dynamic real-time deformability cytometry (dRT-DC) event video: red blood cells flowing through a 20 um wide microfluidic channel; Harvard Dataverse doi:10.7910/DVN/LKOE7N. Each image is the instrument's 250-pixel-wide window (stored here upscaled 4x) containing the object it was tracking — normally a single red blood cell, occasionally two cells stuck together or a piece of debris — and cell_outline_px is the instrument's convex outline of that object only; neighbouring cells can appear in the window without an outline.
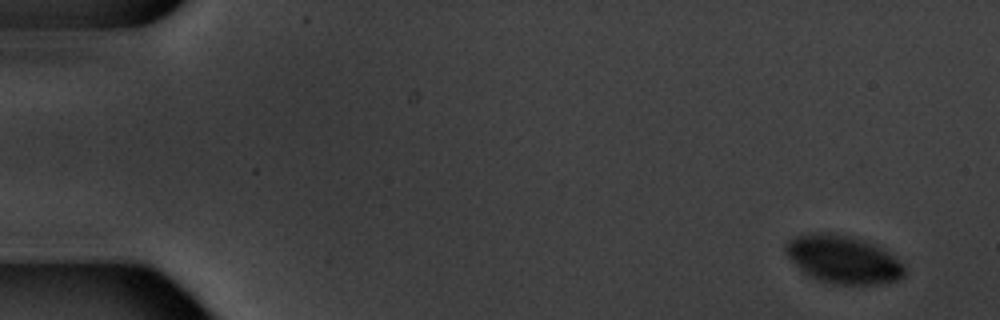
{"species": "common noctule bat (a hibernating species)", "species_latin": "Nyctalus noctula", "temperature_condition": "warm", "stored_images_in_passage": 5, "camera_frame_rate_fps": 3000, "um_per_image_px": 0.085, "animal": {"sex": "male", "body_mass_g": 20.1, "forearm_length_mm": 53.5}, "frame": {"image": 1, "passage_image": 1, "time_ms": 0.0, "image_size_px": [1000, 320], "cell_outline_px": [[904, 276], [900, 280], [884, 284], [836, 284], [820, 280], [808, 276], [788, 256], [784, 248], [784, 244], [788, 240], [796, 236], [812, 232], [820, 232], [852, 236], [872, 244], [888, 252], [904, 264]], "centroid_in_image_um": [71.67, 22.06], "position_along_channel_um": 13.3, "area_um2": 33.06}}